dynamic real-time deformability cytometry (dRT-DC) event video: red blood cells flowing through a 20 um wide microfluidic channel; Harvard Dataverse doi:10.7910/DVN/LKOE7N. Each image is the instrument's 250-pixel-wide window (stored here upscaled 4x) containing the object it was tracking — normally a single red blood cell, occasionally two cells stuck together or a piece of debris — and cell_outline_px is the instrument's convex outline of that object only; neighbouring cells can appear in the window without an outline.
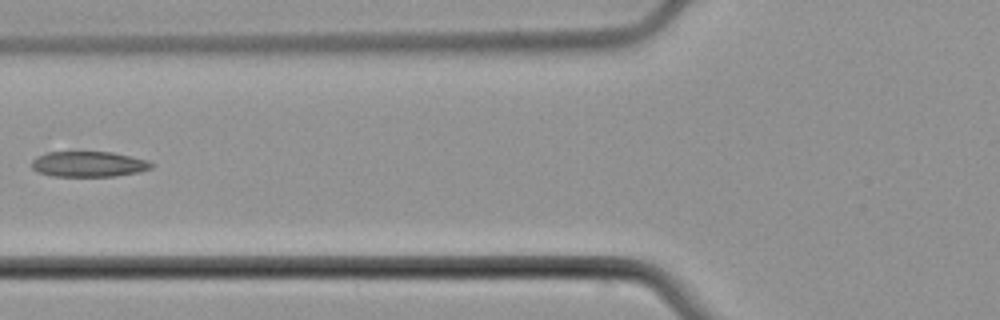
{"species": "common noctule bat (a hibernating species)", "species_latin": "Nyctalus noctula", "temperature_condition": "cold", "stored_images_in_passage": 5, "camera_frame_rate_fps": 3000, "um_per_image_px": 0.085, "animal": {"sex": "male", "body_mass_g": 21.5, "forearm_length_mm": 52.0}, "frame": {"image": 1, "passage_image": 4, "time_ms": 5.0, "image_size_px": [1000, 320], "cell_outline_px": [[152, 168], [140, 172], [112, 176], [52, 176], [40, 172], [32, 168], [32, 160], [36, 156], [48, 152], [112, 152], [148, 160], [152, 164]], "centroid_in_image_um": [7.53, 13.95], "position_along_channel_um": 118.3, "area_um2": 17.69}}
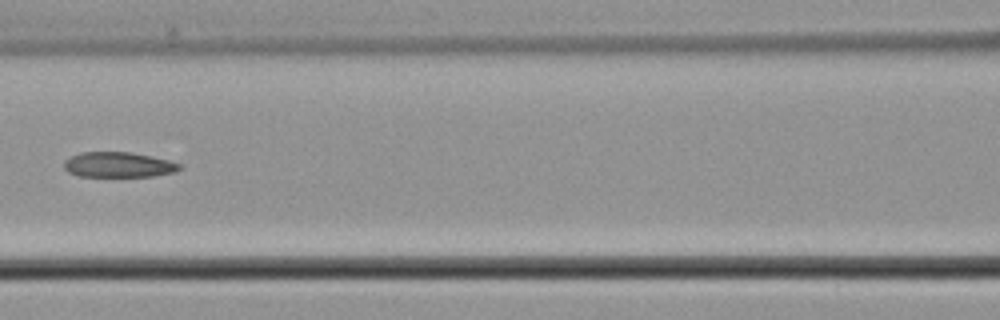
{"frame": {"image": 2, "passage_image": 5, "time_ms": 6.0, "image_size_px": [1000, 320], "cell_outline_px": [[184, 168], [176, 172], [152, 176], [76, 176], [68, 172], [64, 168], [64, 160], [80, 152], [132, 152], [152, 156], [168, 160], [180, 164]], "centroid_in_image_um": [10.08, 14.0], "position_along_channel_um": 156.5, "area_um2": 17.11}}